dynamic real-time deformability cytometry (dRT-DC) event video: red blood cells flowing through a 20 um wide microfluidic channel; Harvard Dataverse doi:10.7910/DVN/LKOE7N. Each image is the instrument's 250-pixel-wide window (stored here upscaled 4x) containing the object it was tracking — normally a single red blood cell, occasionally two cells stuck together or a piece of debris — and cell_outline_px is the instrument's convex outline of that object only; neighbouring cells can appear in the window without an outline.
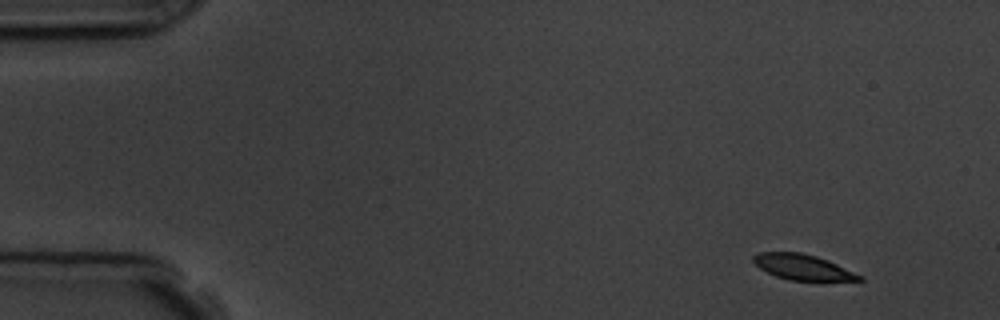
{"species": "common noctule bat (a hibernating species)", "species_latin": "Nyctalus noctula", "temperature_condition": "room temperature", "stored_images_in_passage": 4, "camera_frame_rate_fps": 3000, "um_per_image_px": 0.085, "animal": {"sex": "male", "body_mass_g": 19.5, "forearm_length_mm": 54.6}, "frame": {"image": 1, "passage_image": 1, "time_ms": 0.0, "image_size_px": [1000, 320], "cell_outline_px": [[864, 280], [788, 280], [776, 276], [760, 268], [752, 260], [752, 256], [756, 252], [800, 252], [816, 256], [828, 260], [864, 276]], "centroid_in_image_um": [68.22, 22.69], "position_along_channel_um": 16.8, "area_um2": 15.66}}
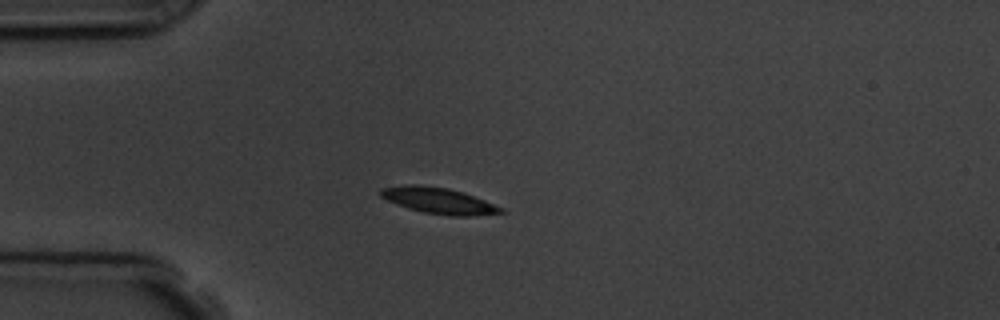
{"frame": {"image": 2, "passage_image": 4, "time_ms": 3.333, "image_size_px": [1000, 320], "cell_outline_px": [[508, 212], [468, 216], [448, 216], [424, 212], [408, 208], [396, 204], [380, 196], [380, 188], [408, 184], [416, 184], [448, 188], [464, 192], [504, 208]], "centroid_in_image_um": [37.3, 17.05], "position_along_channel_um": 47.7, "area_um2": 18.32}}